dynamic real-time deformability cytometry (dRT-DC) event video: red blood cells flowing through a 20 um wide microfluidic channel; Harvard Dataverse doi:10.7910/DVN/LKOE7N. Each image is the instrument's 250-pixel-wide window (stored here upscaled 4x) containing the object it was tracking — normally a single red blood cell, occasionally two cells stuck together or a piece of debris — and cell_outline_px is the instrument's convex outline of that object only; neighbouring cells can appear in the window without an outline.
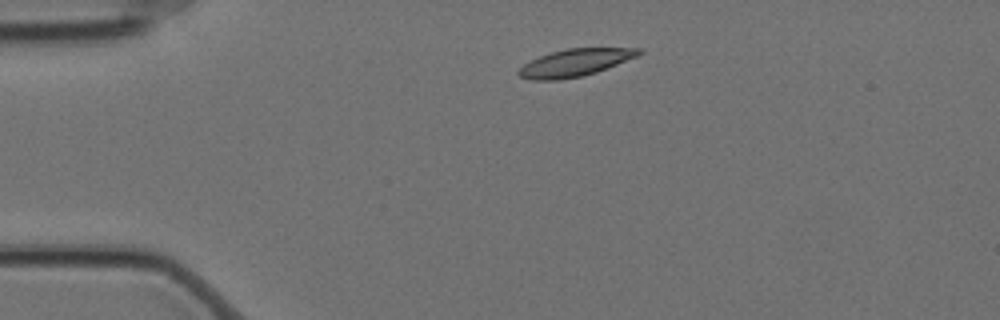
{"species": "Egyptian fruit bat (a non-hibernating species)", "species_latin": "Rousettus aegyptiacus", "temperature_condition": "cold", "stored_images_in_passage": 3, "camera_frame_rate_fps": 3000, "um_per_image_px": 0.085, "animal": {"sex": "female"}, "frame": {"image": 1, "passage_image": 1, "time_ms": 0.0, "image_size_px": [1000, 320], "cell_outline_px": [[644, 52], [636, 56], [596, 72], [580, 76], [560, 80], [532, 80], [520, 76], [516, 72], [524, 64], [540, 56], [552, 52], [568, 48], [644, 48]], "centroid_in_image_um": [48.87, 5.32], "position_along_channel_um": 36.1, "area_um2": 18.84}}
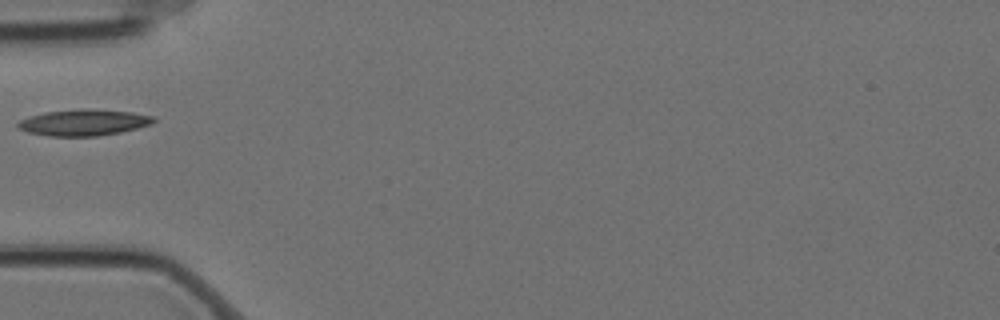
{"frame": {"image": 2, "passage_image": 3, "time_ms": 0.667, "image_size_px": [1000, 320], "cell_outline_px": [[156, 120], [152, 124], [120, 132], [96, 136], [48, 136], [28, 132], [20, 128], [16, 124], [20, 120], [44, 112], [84, 108], [92, 108], [132, 112], [152, 116]], "centroid_in_image_um": [7.13, 10.4], "position_along_channel_um": 77.9, "area_um2": 20.69}}